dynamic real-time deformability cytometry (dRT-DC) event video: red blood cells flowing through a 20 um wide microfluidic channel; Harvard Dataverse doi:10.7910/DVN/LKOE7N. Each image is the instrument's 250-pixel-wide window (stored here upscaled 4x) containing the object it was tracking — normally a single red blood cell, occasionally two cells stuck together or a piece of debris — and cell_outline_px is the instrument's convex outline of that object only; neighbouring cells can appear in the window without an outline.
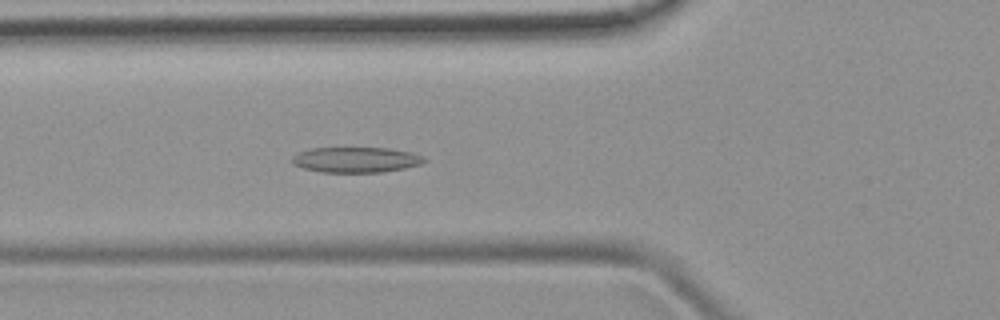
{"species": "common noctule bat (a hibernating species)", "species_latin": "Nyctalus noctula", "temperature_condition": "room temperature", "stored_images_in_passage": 48, "camera_frame_rate_fps": 3000, "um_per_image_px": 0.085, "animal": {"sex": "female", "body_mass_g": 19.9}, "frame": {"image": 1, "passage_image": 17, "time_ms": 5.333, "image_size_px": [1000, 320], "cell_outline_px": [[428, 160], [420, 164], [404, 168], [380, 172], [320, 172], [304, 168], [292, 164], [292, 156], [296, 152], [308, 148], [388, 148], [412, 152], [424, 156]], "centroid_in_image_um": [30.23, 13.57], "position_along_channel_um": 95.6, "area_um2": 19.71}}
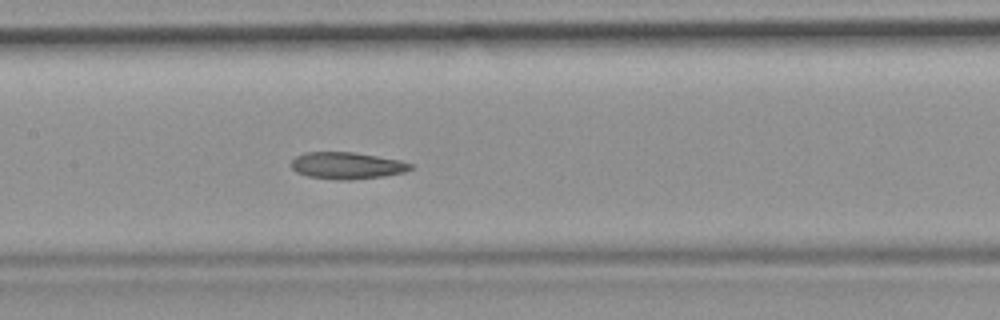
{"frame": {"image": 2, "passage_image": 23, "time_ms": 7.333, "image_size_px": [1000, 320], "cell_outline_px": [[412, 168], [404, 172], [384, 176], [348, 180], [336, 180], [308, 176], [296, 172], [292, 168], [292, 160], [296, 156], [304, 152], [352, 152], [400, 160], [412, 164]], "centroid_in_image_um": [29.47, 14.07], "position_along_channel_um": 177.9, "area_um2": 18.55}}
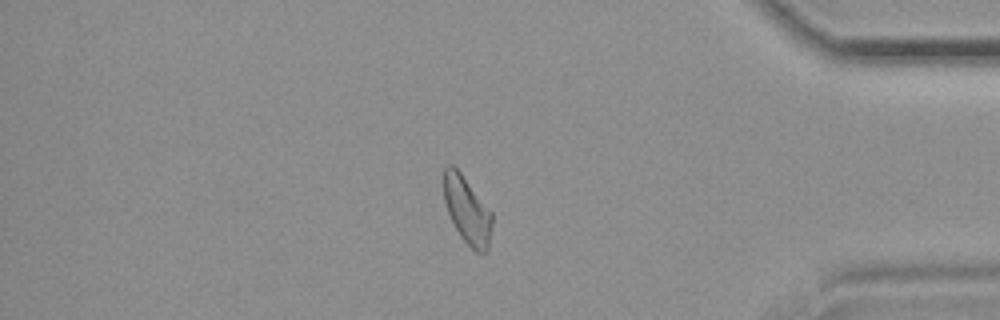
{"frame": {"image": 3, "passage_image": 41, "time_ms": 13.333, "image_size_px": [1000, 320], "cell_outline_px": [[492, 224], [488, 248], [484, 252], [476, 252], [460, 236], [448, 212], [444, 200], [444, 168], [448, 164], [452, 164], [460, 172], [492, 212]], "centroid_in_image_um": [39.71, 17.85], "position_along_channel_um": 395.5, "area_um2": 18.55}}